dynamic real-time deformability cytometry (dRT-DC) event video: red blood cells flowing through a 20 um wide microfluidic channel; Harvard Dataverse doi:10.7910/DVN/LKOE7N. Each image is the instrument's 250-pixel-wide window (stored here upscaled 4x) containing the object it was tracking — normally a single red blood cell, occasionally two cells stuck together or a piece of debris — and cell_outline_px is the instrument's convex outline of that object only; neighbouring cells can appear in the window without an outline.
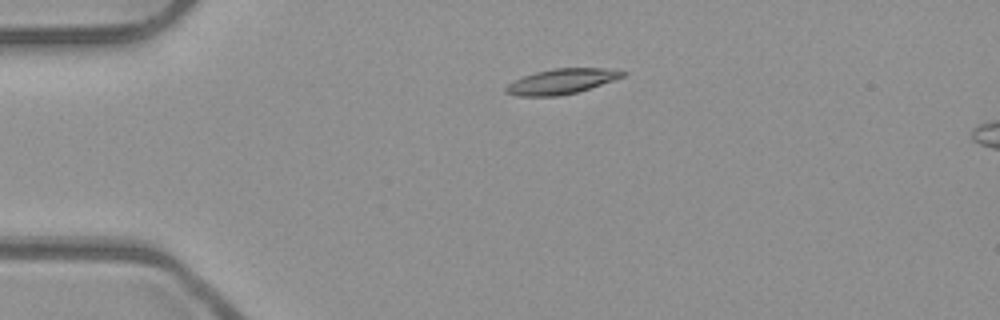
{"species": "common noctule bat (a hibernating species)", "species_latin": "Nyctalus noctula", "temperature_condition": "room temperature", "stored_images_in_passage": 12, "camera_frame_rate_fps": 3000, "um_per_image_px": 0.085, "animal": {"sex": "male", "body_mass_g": 23.1, "forearm_length_mm": 52.7}, "frame": {"image": 1, "passage_image": 7, "time_ms": 2.0, "image_size_px": [1000, 320], "cell_outline_px": [[628, 72], [624, 76], [576, 92], [560, 96], [516, 96], [504, 92], [504, 88], [508, 84], [524, 76], [536, 72], [552, 68], [604, 68]], "centroid_in_image_um": [47.68, 6.92], "position_along_channel_um": 37.3, "area_um2": 16.88}}